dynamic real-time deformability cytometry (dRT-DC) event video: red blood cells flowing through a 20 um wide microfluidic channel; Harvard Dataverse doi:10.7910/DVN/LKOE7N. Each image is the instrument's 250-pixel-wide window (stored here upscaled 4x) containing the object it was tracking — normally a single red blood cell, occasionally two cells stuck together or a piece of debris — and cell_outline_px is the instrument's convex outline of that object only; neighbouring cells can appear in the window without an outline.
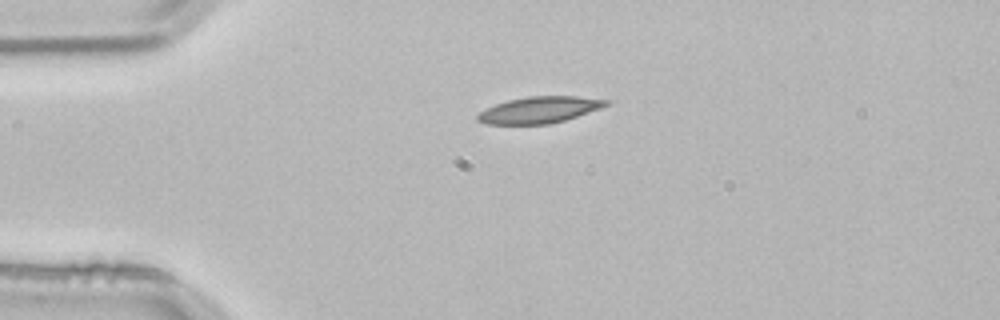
{"species": "common noctule bat (a hibernating species)", "species_latin": "Nyctalus noctula", "temperature_condition": "room temperature", "stored_images_in_passage": 2, "camera_frame_rate_fps": 3000, "um_per_image_px": 0.085, "animal": {"sex": "male", "body_mass_g": 21.5, "forearm_length_mm": 52.0}, "frame": {"image": 1, "passage_image": 1, "time_ms": 0.0, "image_size_px": [1000, 320], "cell_outline_px": [[608, 104], [600, 108], [564, 120], [548, 124], [484, 124], [476, 120], [476, 116], [480, 112], [496, 104], [508, 100], [528, 96], [576, 96], [608, 100]], "centroid_in_image_um": [45.8, 9.34], "position_along_channel_um": 39.2, "area_um2": 19.54}}
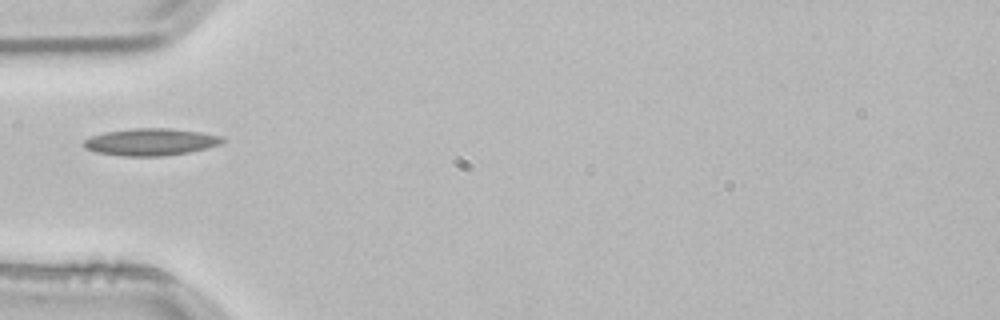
{"frame": {"image": 2, "passage_image": 2, "time_ms": 0.333, "image_size_px": [1000, 320], "cell_outline_px": [[228, 140], [220, 144], [208, 148], [188, 152], [164, 156], [120, 156], [96, 152], [84, 148], [80, 144], [84, 140], [92, 136], [104, 132], [132, 128], [172, 128], [200, 132], [224, 136]], "centroid_in_image_um": [12.82, 12.06], "position_along_channel_um": 72.2, "area_um2": 22.25}}